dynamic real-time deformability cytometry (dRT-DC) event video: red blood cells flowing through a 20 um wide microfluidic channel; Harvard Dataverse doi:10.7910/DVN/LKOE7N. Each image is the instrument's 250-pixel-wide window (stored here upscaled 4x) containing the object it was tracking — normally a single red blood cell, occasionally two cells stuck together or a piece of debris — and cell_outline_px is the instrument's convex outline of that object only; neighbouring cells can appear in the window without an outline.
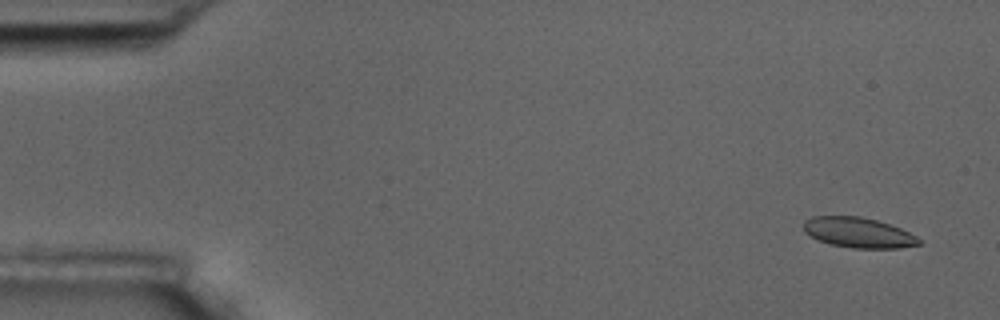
{"species": "common noctule bat (a hibernating species)", "species_latin": "Nyctalus noctula", "temperature_condition": "room temperature", "stored_images_in_passage": 6, "camera_frame_rate_fps": 3000, "um_per_image_px": 0.085, "animal": {"sex": "male", "body_mass_g": 17.5, "forearm_length_mm": 52.3}, "frame": {"image": 1, "passage_image": 1, "time_ms": 0.0, "image_size_px": [1000, 320], "cell_outline_px": [[920, 244], [900, 248], [852, 248], [828, 244], [808, 236], [804, 232], [804, 220], [812, 216], [860, 216], [876, 220], [900, 228], [916, 236], [920, 240]], "centroid_in_image_um": [72.91, 19.77], "position_along_channel_um": 12.1, "area_um2": 20.4}}